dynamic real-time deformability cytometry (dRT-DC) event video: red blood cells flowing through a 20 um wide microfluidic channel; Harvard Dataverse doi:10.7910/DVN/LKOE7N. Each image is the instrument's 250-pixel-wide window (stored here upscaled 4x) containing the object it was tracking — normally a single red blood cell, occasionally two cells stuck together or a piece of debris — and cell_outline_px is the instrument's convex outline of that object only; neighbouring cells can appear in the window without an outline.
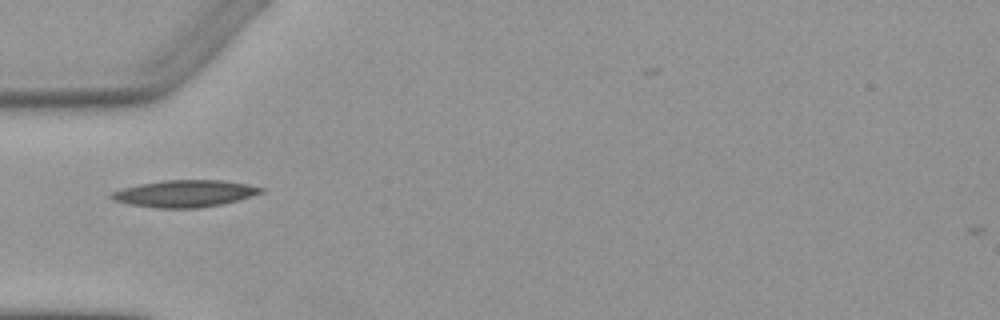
{"species": "Egyptian fruit bat (a non-hibernating species)", "species_latin": "Rousettus aegyptiacus", "temperature_condition": "warm", "stored_images_in_passage": 5, "camera_frame_rate_fps": 3000, "um_per_image_px": 0.085, "animal": {"sex": "female"}, "frame": {"image": 1, "passage_image": 3, "time_ms": 2.667, "image_size_px": [1000, 320], "cell_outline_px": [[264, 192], [240, 200], [224, 204], [200, 208], [156, 208], [128, 204], [112, 200], [108, 196], [112, 192], [124, 188], [140, 184], [164, 180], [224, 180], [248, 184], [264, 188]], "centroid_in_image_um": [15.73, 16.46], "position_along_channel_um": 69.3, "area_um2": 23.7}}
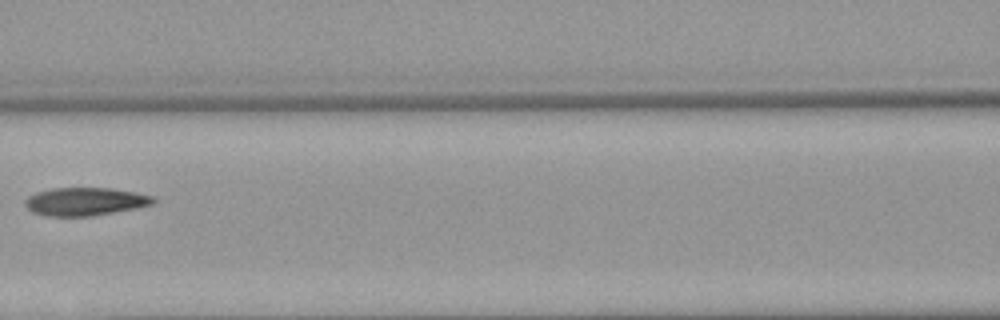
{"frame": {"image": 2, "passage_image": 5, "time_ms": 5.0, "image_size_px": [1000, 320], "cell_outline_px": [[156, 200], [152, 204], [136, 208], [92, 216], [48, 216], [32, 212], [24, 204], [24, 200], [28, 196], [36, 192], [52, 188], [108, 188], [136, 192], [152, 196]], "centroid_in_image_um": [7.21, 17.13], "position_along_channel_um": 159.4, "area_um2": 20.92}}